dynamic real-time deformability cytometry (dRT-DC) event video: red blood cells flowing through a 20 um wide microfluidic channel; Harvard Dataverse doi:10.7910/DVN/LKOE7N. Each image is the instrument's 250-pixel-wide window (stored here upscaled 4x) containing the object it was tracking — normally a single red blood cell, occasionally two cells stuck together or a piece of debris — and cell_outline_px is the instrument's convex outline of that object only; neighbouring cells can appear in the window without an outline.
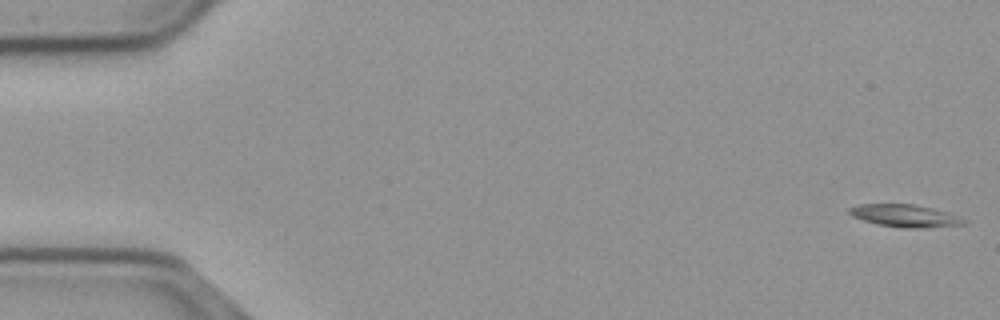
{"species": "common noctule bat (a hibernating species)", "species_latin": "Nyctalus noctula", "temperature_condition": "cold", "stored_images_in_passage": 56, "camera_frame_rate_fps": 3000, "um_per_image_px": 0.085, "animal": {"sex": "male", "body_mass_g": 23.1, "forearm_length_mm": 52.7}, "frame": {"image": 1, "passage_image": 1, "time_ms": 0.0, "image_size_px": [1000, 320], "cell_outline_px": [[968, 224], [928, 228], [908, 228], [880, 224], [864, 220], [852, 216], [848, 212], [848, 208], [860, 204], [916, 204], [948, 212], [968, 220]], "centroid_in_image_um": [77.0, 18.34], "position_along_channel_um": 8.0, "area_um2": 15.03}}
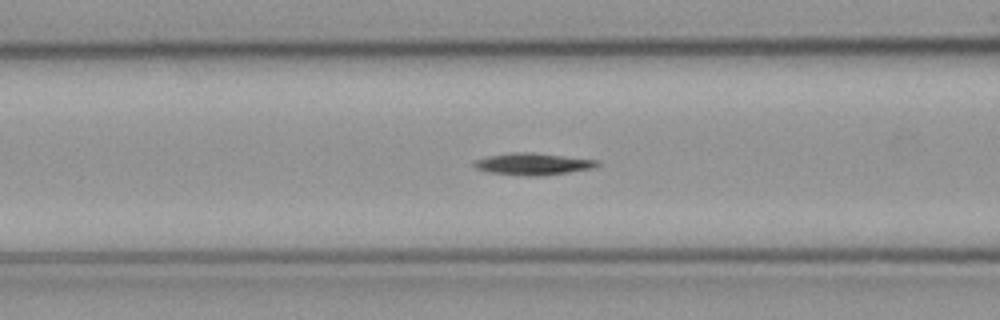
{"frame": {"image": 2, "passage_image": 22, "time_ms": 7.0, "image_size_px": [1000, 320], "cell_outline_px": [[600, 164], [596, 168], [540, 176], [524, 176], [484, 172], [476, 168], [472, 164], [476, 160], [484, 156], [508, 152], [532, 152], [596, 160]], "centroid_in_image_um": [45.23, 13.94], "position_along_channel_um": 121.4, "area_um2": 15.95}}
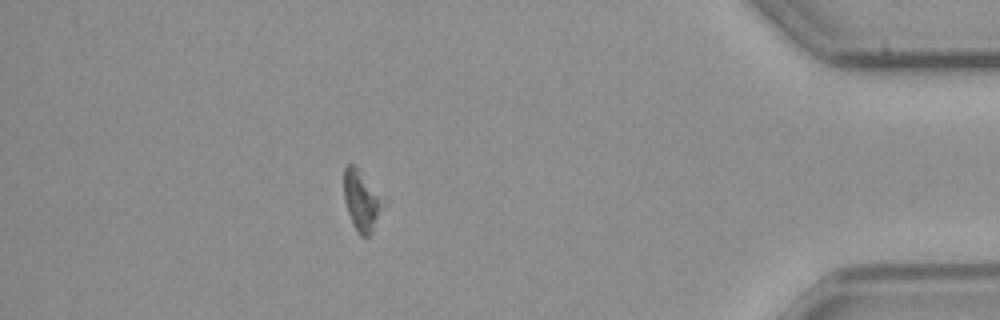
{"frame": {"image": 3, "passage_image": 49, "time_ms": 16.0, "image_size_px": [1000, 320], "cell_outline_px": [[380, 208], [372, 232], [368, 236], [360, 236], [356, 232], [352, 224], [344, 200], [344, 168], [348, 164], [352, 164], [356, 168], [376, 196], [380, 204]], "centroid_in_image_um": [30.6, 17.14], "position_along_channel_um": 404.6, "area_um2": 12.31}, "authors_computed_cell_mechanics": {"area_um2": 14.6812, "velocity_mm_per_s": 3.6848, "shape_relaxation_time_tau1_ms": 4.4673, "shape_relaxation_time_tau2_ms": null, "deformation_change_tau1": 0.1118, "deformation_change_tau2": null}}